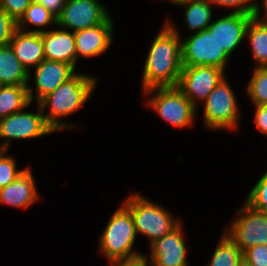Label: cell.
I'll list each match as a JSON object with an SVG mask.
<instances>
[{
	"instance_id": "obj_22",
	"label": "cell",
	"mask_w": 267,
	"mask_h": 266,
	"mask_svg": "<svg viewBox=\"0 0 267 266\" xmlns=\"http://www.w3.org/2000/svg\"><path fill=\"white\" fill-rule=\"evenodd\" d=\"M246 37L256 61L255 67H267V26L254 16L247 27Z\"/></svg>"
},
{
	"instance_id": "obj_19",
	"label": "cell",
	"mask_w": 267,
	"mask_h": 266,
	"mask_svg": "<svg viewBox=\"0 0 267 266\" xmlns=\"http://www.w3.org/2000/svg\"><path fill=\"white\" fill-rule=\"evenodd\" d=\"M32 73L22 65L10 45L0 46V86L30 85Z\"/></svg>"
},
{
	"instance_id": "obj_28",
	"label": "cell",
	"mask_w": 267,
	"mask_h": 266,
	"mask_svg": "<svg viewBox=\"0 0 267 266\" xmlns=\"http://www.w3.org/2000/svg\"><path fill=\"white\" fill-rule=\"evenodd\" d=\"M17 30L18 21L0 7V46L9 45Z\"/></svg>"
},
{
	"instance_id": "obj_8",
	"label": "cell",
	"mask_w": 267,
	"mask_h": 266,
	"mask_svg": "<svg viewBox=\"0 0 267 266\" xmlns=\"http://www.w3.org/2000/svg\"><path fill=\"white\" fill-rule=\"evenodd\" d=\"M38 112H24V109L0 119V150H8L10 140L35 139L55 131L46 123L40 106Z\"/></svg>"
},
{
	"instance_id": "obj_24",
	"label": "cell",
	"mask_w": 267,
	"mask_h": 266,
	"mask_svg": "<svg viewBox=\"0 0 267 266\" xmlns=\"http://www.w3.org/2000/svg\"><path fill=\"white\" fill-rule=\"evenodd\" d=\"M242 260L243 252L224 232L207 266H238Z\"/></svg>"
},
{
	"instance_id": "obj_15",
	"label": "cell",
	"mask_w": 267,
	"mask_h": 266,
	"mask_svg": "<svg viewBox=\"0 0 267 266\" xmlns=\"http://www.w3.org/2000/svg\"><path fill=\"white\" fill-rule=\"evenodd\" d=\"M114 22L111 16L102 24L74 32L77 60L102 55L113 41Z\"/></svg>"
},
{
	"instance_id": "obj_25",
	"label": "cell",
	"mask_w": 267,
	"mask_h": 266,
	"mask_svg": "<svg viewBox=\"0 0 267 266\" xmlns=\"http://www.w3.org/2000/svg\"><path fill=\"white\" fill-rule=\"evenodd\" d=\"M247 93L254 106L267 105V67H254Z\"/></svg>"
},
{
	"instance_id": "obj_13",
	"label": "cell",
	"mask_w": 267,
	"mask_h": 266,
	"mask_svg": "<svg viewBox=\"0 0 267 266\" xmlns=\"http://www.w3.org/2000/svg\"><path fill=\"white\" fill-rule=\"evenodd\" d=\"M254 16L255 14L230 12L211 22L208 29L219 46L231 57L246 37L247 27Z\"/></svg>"
},
{
	"instance_id": "obj_10",
	"label": "cell",
	"mask_w": 267,
	"mask_h": 266,
	"mask_svg": "<svg viewBox=\"0 0 267 266\" xmlns=\"http://www.w3.org/2000/svg\"><path fill=\"white\" fill-rule=\"evenodd\" d=\"M109 17L107 7L99 0H66L56 26L76 32L102 24Z\"/></svg>"
},
{
	"instance_id": "obj_11",
	"label": "cell",
	"mask_w": 267,
	"mask_h": 266,
	"mask_svg": "<svg viewBox=\"0 0 267 266\" xmlns=\"http://www.w3.org/2000/svg\"><path fill=\"white\" fill-rule=\"evenodd\" d=\"M224 72L225 70L213 66H183L176 87L197 108L225 78Z\"/></svg>"
},
{
	"instance_id": "obj_29",
	"label": "cell",
	"mask_w": 267,
	"mask_h": 266,
	"mask_svg": "<svg viewBox=\"0 0 267 266\" xmlns=\"http://www.w3.org/2000/svg\"><path fill=\"white\" fill-rule=\"evenodd\" d=\"M254 1V3H253ZM214 6L234 8V13L255 14L257 10V3L255 0H209Z\"/></svg>"
},
{
	"instance_id": "obj_23",
	"label": "cell",
	"mask_w": 267,
	"mask_h": 266,
	"mask_svg": "<svg viewBox=\"0 0 267 266\" xmlns=\"http://www.w3.org/2000/svg\"><path fill=\"white\" fill-rule=\"evenodd\" d=\"M57 24L56 16L47 10L44 6L37 3L35 0L30 4V6L26 9L24 14L18 20V29L25 32H43L42 28L48 27V25ZM29 25H33L39 27L40 29H32L28 27ZM29 28V30H27Z\"/></svg>"
},
{
	"instance_id": "obj_35",
	"label": "cell",
	"mask_w": 267,
	"mask_h": 266,
	"mask_svg": "<svg viewBox=\"0 0 267 266\" xmlns=\"http://www.w3.org/2000/svg\"><path fill=\"white\" fill-rule=\"evenodd\" d=\"M264 10V16H260L261 10H260V5L257 3V10L255 13L256 18L261 21L265 26H267V0H262V6Z\"/></svg>"
},
{
	"instance_id": "obj_7",
	"label": "cell",
	"mask_w": 267,
	"mask_h": 266,
	"mask_svg": "<svg viewBox=\"0 0 267 266\" xmlns=\"http://www.w3.org/2000/svg\"><path fill=\"white\" fill-rule=\"evenodd\" d=\"M181 43L183 66H213L226 69L230 56L211 36L209 29L188 35Z\"/></svg>"
},
{
	"instance_id": "obj_16",
	"label": "cell",
	"mask_w": 267,
	"mask_h": 266,
	"mask_svg": "<svg viewBox=\"0 0 267 266\" xmlns=\"http://www.w3.org/2000/svg\"><path fill=\"white\" fill-rule=\"evenodd\" d=\"M44 44V55L46 60L64 62L74 69L77 62L74 32L66 29L44 30L41 32Z\"/></svg>"
},
{
	"instance_id": "obj_4",
	"label": "cell",
	"mask_w": 267,
	"mask_h": 266,
	"mask_svg": "<svg viewBox=\"0 0 267 266\" xmlns=\"http://www.w3.org/2000/svg\"><path fill=\"white\" fill-rule=\"evenodd\" d=\"M124 204L131 210L137 235L148 237L150 244L181 223V219L175 218L164 207L138 193L131 194Z\"/></svg>"
},
{
	"instance_id": "obj_30",
	"label": "cell",
	"mask_w": 267,
	"mask_h": 266,
	"mask_svg": "<svg viewBox=\"0 0 267 266\" xmlns=\"http://www.w3.org/2000/svg\"><path fill=\"white\" fill-rule=\"evenodd\" d=\"M243 260L250 266H267V245L259 244L246 249Z\"/></svg>"
},
{
	"instance_id": "obj_33",
	"label": "cell",
	"mask_w": 267,
	"mask_h": 266,
	"mask_svg": "<svg viewBox=\"0 0 267 266\" xmlns=\"http://www.w3.org/2000/svg\"><path fill=\"white\" fill-rule=\"evenodd\" d=\"M110 264L111 266H152L150 261L147 259V255L145 254L132 259L113 261L110 262Z\"/></svg>"
},
{
	"instance_id": "obj_5",
	"label": "cell",
	"mask_w": 267,
	"mask_h": 266,
	"mask_svg": "<svg viewBox=\"0 0 267 266\" xmlns=\"http://www.w3.org/2000/svg\"><path fill=\"white\" fill-rule=\"evenodd\" d=\"M143 93L151 94L146 102L165 122L178 129L193 125L197 108L177 87L150 88Z\"/></svg>"
},
{
	"instance_id": "obj_14",
	"label": "cell",
	"mask_w": 267,
	"mask_h": 266,
	"mask_svg": "<svg viewBox=\"0 0 267 266\" xmlns=\"http://www.w3.org/2000/svg\"><path fill=\"white\" fill-rule=\"evenodd\" d=\"M34 70L36 93L34 94L33 88L28 86V96L31 103L34 99L38 103L76 73L69 64L46 59L40 62Z\"/></svg>"
},
{
	"instance_id": "obj_6",
	"label": "cell",
	"mask_w": 267,
	"mask_h": 266,
	"mask_svg": "<svg viewBox=\"0 0 267 266\" xmlns=\"http://www.w3.org/2000/svg\"><path fill=\"white\" fill-rule=\"evenodd\" d=\"M203 105L202 116L207 130L238 128V102L226 77L210 92Z\"/></svg>"
},
{
	"instance_id": "obj_37",
	"label": "cell",
	"mask_w": 267,
	"mask_h": 266,
	"mask_svg": "<svg viewBox=\"0 0 267 266\" xmlns=\"http://www.w3.org/2000/svg\"><path fill=\"white\" fill-rule=\"evenodd\" d=\"M177 1H183V0H171L170 2H177Z\"/></svg>"
},
{
	"instance_id": "obj_32",
	"label": "cell",
	"mask_w": 267,
	"mask_h": 266,
	"mask_svg": "<svg viewBox=\"0 0 267 266\" xmlns=\"http://www.w3.org/2000/svg\"><path fill=\"white\" fill-rule=\"evenodd\" d=\"M254 123L257 129L267 136V105L254 106Z\"/></svg>"
},
{
	"instance_id": "obj_31",
	"label": "cell",
	"mask_w": 267,
	"mask_h": 266,
	"mask_svg": "<svg viewBox=\"0 0 267 266\" xmlns=\"http://www.w3.org/2000/svg\"><path fill=\"white\" fill-rule=\"evenodd\" d=\"M34 0H0V7L17 21Z\"/></svg>"
},
{
	"instance_id": "obj_27",
	"label": "cell",
	"mask_w": 267,
	"mask_h": 266,
	"mask_svg": "<svg viewBox=\"0 0 267 266\" xmlns=\"http://www.w3.org/2000/svg\"><path fill=\"white\" fill-rule=\"evenodd\" d=\"M8 150H0V189L13 182L25 169L17 170L12 156L6 155Z\"/></svg>"
},
{
	"instance_id": "obj_9",
	"label": "cell",
	"mask_w": 267,
	"mask_h": 266,
	"mask_svg": "<svg viewBox=\"0 0 267 266\" xmlns=\"http://www.w3.org/2000/svg\"><path fill=\"white\" fill-rule=\"evenodd\" d=\"M236 214L237 217L224 232L241 251L259 244L267 245V214L253 209L246 202Z\"/></svg>"
},
{
	"instance_id": "obj_21",
	"label": "cell",
	"mask_w": 267,
	"mask_h": 266,
	"mask_svg": "<svg viewBox=\"0 0 267 266\" xmlns=\"http://www.w3.org/2000/svg\"><path fill=\"white\" fill-rule=\"evenodd\" d=\"M29 85L0 86V119L19 112L31 102L28 96Z\"/></svg>"
},
{
	"instance_id": "obj_2",
	"label": "cell",
	"mask_w": 267,
	"mask_h": 266,
	"mask_svg": "<svg viewBox=\"0 0 267 266\" xmlns=\"http://www.w3.org/2000/svg\"><path fill=\"white\" fill-rule=\"evenodd\" d=\"M95 77L75 73L70 79L58 86L53 92L42 98L37 104L40 106L46 123L55 131L66 130L70 123L62 122V118L68 117L85 105L91 93L97 86Z\"/></svg>"
},
{
	"instance_id": "obj_36",
	"label": "cell",
	"mask_w": 267,
	"mask_h": 266,
	"mask_svg": "<svg viewBox=\"0 0 267 266\" xmlns=\"http://www.w3.org/2000/svg\"><path fill=\"white\" fill-rule=\"evenodd\" d=\"M238 266H250V265L246 263L244 260H242Z\"/></svg>"
},
{
	"instance_id": "obj_3",
	"label": "cell",
	"mask_w": 267,
	"mask_h": 266,
	"mask_svg": "<svg viewBox=\"0 0 267 266\" xmlns=\"http://www.w3.org/2000/svg\"><path fill=\"white\" fill-rule=\"evenodd\" d=\"M136 228L131 210L123 203L110 217L99 239V249L108 262L132 259L143 255L134 250Z\"/></svg>"
},
{
	"instance_id": "obj_34",
	"label": "cell",
	"mask_w": 267,
	"mask_h": 266,
	"mask_svg": "<svg viewBox=\"0 0 267 266\" xmlns=\"http://www.w3.org/2000/svg\"><path fill=\"white\" fill-rule=\"evenodd\" d=\"M53 13L56 17L61 13L66 0H35Z\"/></svg>"
},
{
	"instance_id": "obj_26",
	"label": "cell",
	"mask_w": 267,
	"mask_h": 266,
	"mask_svg": "<svg viewBox=\"0 0 267 266\" xmlns=\"http://www.w3.org/2000/svg\"><path fill=\"white\" fill-rule=\"evenodd\" d=\"M245 202L253 209L267 214V170L249 191Z\"/></svg>"
},
{
	"instance_id": "obj_18",
	"label": "cell",
	"mask_w": 267,
	"mask_h": 266,
	"mask_svg": "<svg viewBox=\"0 0 267 266\" xmlns=\"http://www.w3.org/2000/svg\"><path fill=\"white\" fill-rule=\"evenodd\" d=\"M9 45L29 73L30 68L37 66L45 59L44 44L39 32H25L18 29Z\"/></svg>"
},
{
	"instance_id": "obj_17",
	"label": "cell",
	"mask_w": 267,
	"mask_h": 266,
	"mask_svg": "<svg viewBox=\"0 0 267 266\" xmlns=\"http://www.w3.org/2000/svg\"><path fill=\"white\" fill-rule=\"evenodd\" d=\"M39 199L30 167L25 168L13 182L0 189V204L27 209Z\"/></svg>"
},
{
	"instance_id": "obj_20",
	"label": "cell",
	"mask_w": 267,
	"mask_h": 266,
	"mask_svg": "<svg viewBox=\"0 0 267 266\" xmlns=\"http://www.w3.org/2000/svg\"><path fill=\"white\" fill-rule=\"evenodd\" d=\"M177 6L185 7L184 22L193 33L208 29L212 22L213 11L209 0H183L173 2Z\"/></svg>"
},
{
	"instance_id": "obj_12",
	"label": "cell",
	"mask_w": 267,
	"mask_h": 266,
	"mask_svg": "<svg viewBox=\"0 0 267 266\" xmlns=\"http://www.w3.org/2000/svg\"><path fill=\"white\" fill-rule=\"evenodd\" d=\"M180 223L169 234L150 244L149 261L152 266H189L187 244Z\"/></svg>"
},
{
	"instance_id": "obj_1",
	"label": "cell",
	"mask_w": 267,
	"mask_h": 266,
	"mask_svg": "<svg viewBox=\"0 0 267 266\" xmlns=\"http://www.w3.org/2000/svg\"><path fill=\"white\" fill-rule=\"evenodd\" d=\"M179 29L164 23L149 49L142 77L143 90L176 87L183 68L182 43Z\"/></svg>"
}]
</instances>
